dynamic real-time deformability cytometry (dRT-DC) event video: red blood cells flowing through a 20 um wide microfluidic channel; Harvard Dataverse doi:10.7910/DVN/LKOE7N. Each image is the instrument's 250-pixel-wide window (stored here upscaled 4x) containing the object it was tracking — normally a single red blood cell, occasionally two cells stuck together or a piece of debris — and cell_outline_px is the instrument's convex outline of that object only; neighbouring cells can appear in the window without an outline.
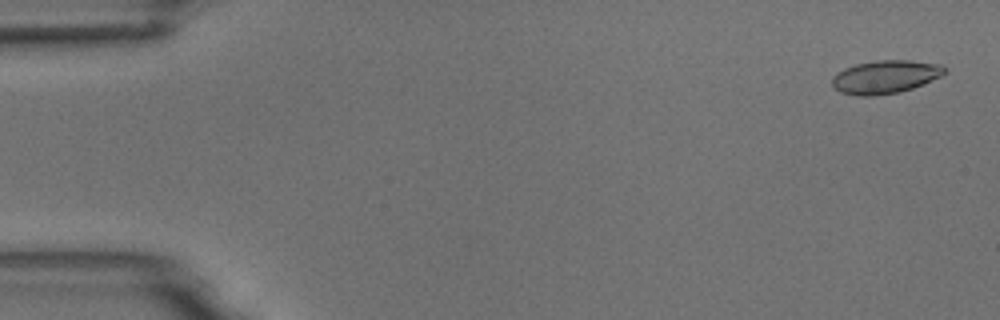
{"species": "common noctule bat (a hibernating species)", "species_latin": "Nyctalus noctula", "temperature_condition": "room temperature", "stored_images_in_passage": 5, "camera_frame_rate_fps": 3000, "um_per_image_px": 0.085, "animal": {"sex": "male", "body_mass_g": 18.8}, "frame": {"image": 1, "passage_image": 1, "time_ms": 0.0, "image_size_px": [1000, 320], "cell_outline_px": [[948, 68], [940, 76], [912, 88], [900, 92], [872, 96], [856, 96], [840, 92], [832, 88], [832, 76], [836, 72], [844, 68], [856, 64], [876, 60], [908, 60], [940, 64]], "centroid_in_image_um": [75.19, 6.54], "position_along_channel_um": 9.8, "area_um2": 21.85}}
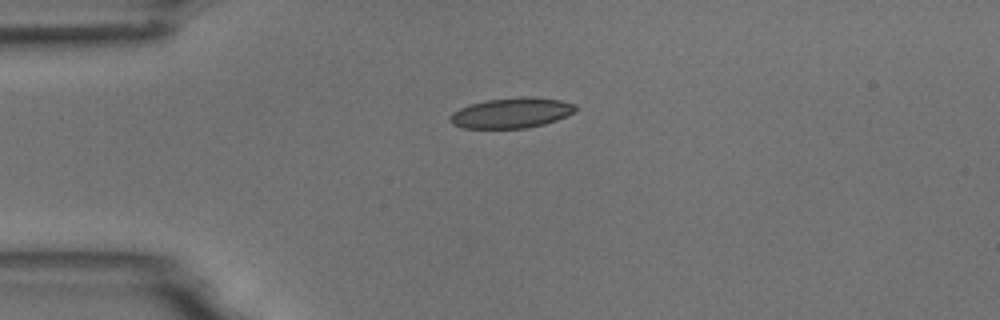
{"frame": {"image": 2, "passage_image": 4, "time_ms": 3.667, "image_size_px": [1000, 320], "cell_outline_px": [[576, 112], [556, 120], [544, 124], [524, 128], [464, 128], [452, 124], [448, 120], [448, 116], [452, 112], [468, 104], [484, 100], [520, 96], [524, 96], [560, 100], [576, 104]], "centroid_in_image_um": [43.44, 9.59], "position_along_channel_um": 41.6, "area_um2": 22.37}}